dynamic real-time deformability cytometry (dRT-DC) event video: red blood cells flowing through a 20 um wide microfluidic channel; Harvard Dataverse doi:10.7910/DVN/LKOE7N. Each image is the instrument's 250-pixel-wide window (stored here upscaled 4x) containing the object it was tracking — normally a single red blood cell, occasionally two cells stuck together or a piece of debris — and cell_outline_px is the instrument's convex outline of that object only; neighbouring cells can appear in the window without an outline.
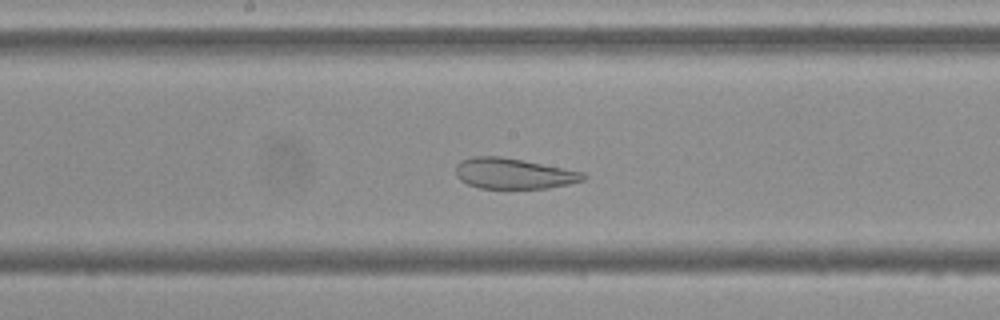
{"species": "Egyptian fruit bat (a non-hibernating species)", "species_latin": "Rousettus aegyptiacus", "temperature_condition": "cold", "stored_images_in_passage": 53, "camera_frame_rate_fps": 3000, "um_per_image_px": 0.085, "frame": {"image": 1, "passage_image": 26, "time_ms": 8.333, "image_size_px": [1000, 320], "cell_outline_px": [[588, 176], [584, 180], [568, 184], [548, 188], [480, 188], [468, 184], [460, 180], [456, 176], [456, 164], [460, 160], [472, 156], [500, 156], [524, 160], [584, 172]], "centroid_in_image_um": [43.64, 14.74], "position_along_channel_um": 204.6, "area_um2": 22.89}}
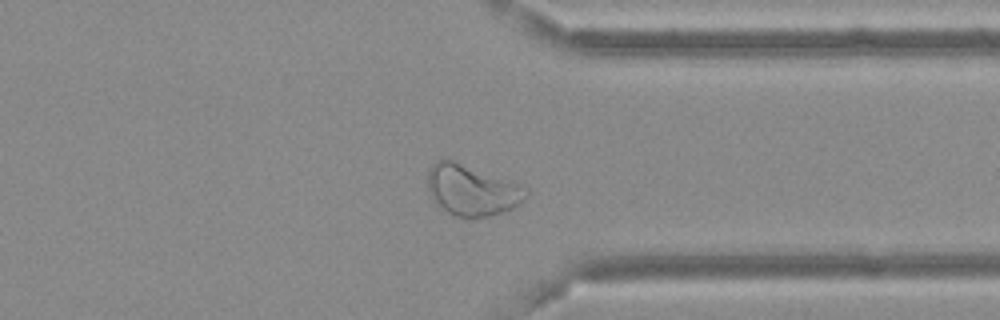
{"frame": {"image": 2, "passage_image": 40, "time_ms": 13.0, "image_size_px": [1000, 320], "cell_outline_px": [[528, 196], [524, 200], [512, 208], [488, 216], [472, 220], [468, 220], [456, 216], [448, 212], [432, 200], [428, 188], [428, 172], [432, 164], [436, 160], [444, 156], [520, 184], [528, 188]], "centroid_in_image_um": [40.09, 16.15], "position_along_channel_um": 371.3, "area_um2": 29.65}}
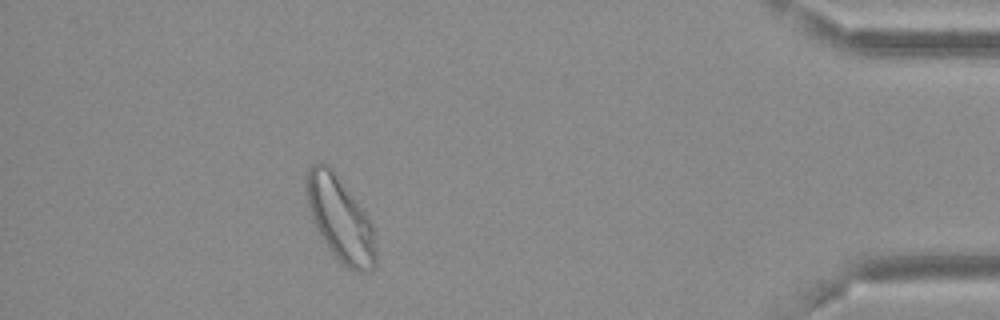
{"frame": {"image": 3, "passage_image": 47, "time_ms": 15.333, "image_size_px": [1000, 320], "cell_outline_px": [[376, 264], [372, 268], [364, 272], [352, 272], [328, 248], [316, 228], [312, 220], [308, 204], [304, 180], [308, 168], [312, 164], [328, 164], [360, 204], [372, 224], [376, 248]], "centroid_in_image_um": [28.91, 18.61], "position_along_channel_um": 406.3, "area_um2": 34.04}}